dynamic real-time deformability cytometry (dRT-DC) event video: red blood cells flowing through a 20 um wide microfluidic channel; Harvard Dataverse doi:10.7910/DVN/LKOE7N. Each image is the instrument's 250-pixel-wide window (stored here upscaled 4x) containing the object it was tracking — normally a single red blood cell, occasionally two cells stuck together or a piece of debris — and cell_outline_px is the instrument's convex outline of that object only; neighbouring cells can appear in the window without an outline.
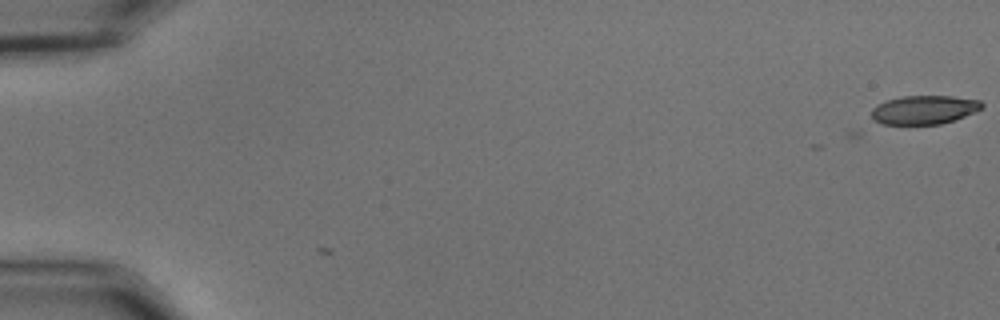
{"species": "common noctule bat (a hibernating species)", "species_latin": "Nyctalus noctula", "temperature_condition": "cold", "stored_images_in_passage": 5, "camera_frame_rate_fps": 3000, "um_per_image_px": 0.085, "animal": {"sex": "male", "body_mass_g": 15.6}, "frame": {"image": 1, "passage_image": 5, "time_ms": 1.333, "image_size_px": [1000, 320], "cell_outline_px": [[984, 108], [976, 112], [940, 124], [884, 124], [872, 120], [872, 108], [876, 104], [900, 96], [952, 96], [980, 100], [984, 104]], "centroid_in_image_um": [78.56, 9.32], "position_along_channel_um": 6.4, "area_um2": 18.55}}